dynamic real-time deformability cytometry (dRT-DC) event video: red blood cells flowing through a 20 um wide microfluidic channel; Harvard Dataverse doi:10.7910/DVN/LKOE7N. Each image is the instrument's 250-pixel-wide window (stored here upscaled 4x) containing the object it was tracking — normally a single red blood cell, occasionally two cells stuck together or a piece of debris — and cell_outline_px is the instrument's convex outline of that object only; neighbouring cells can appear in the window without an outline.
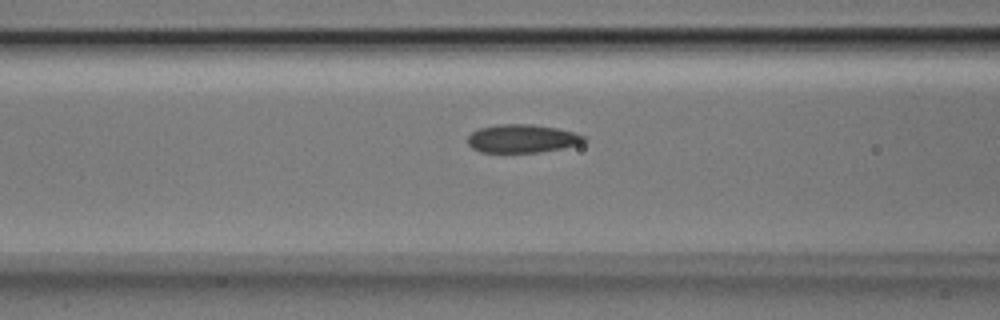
{"species": "Egyptian fruit bat (a non-hibernating species)", "species_latin": "Rousettus aegyptiacus", "temperature_condition": "room temperature", "stored_images_in_passage": 30, "camera_frame_rate_fps": 3000, "um_per_image_px": 0.085, "animal": {"sex": "male"}, "frame": {"image": 1, "passage_image": 6, "time_ms": 1.667, "image_size_px": [1000, 320], "cell_outline_px": [[588, 140], [580, 144], [564, 148], [540, 152], [480, 152], [472, 148], [468, 144], [468, 136], [472, 132], [480, 128], [496, 124], [532, 124], [556, 128], [576, 132], [584, 136]], "centroid_in_image_um": [44.41, 11.78], "position_along_channel_um": 122.2, "area_um2": 19.31}}
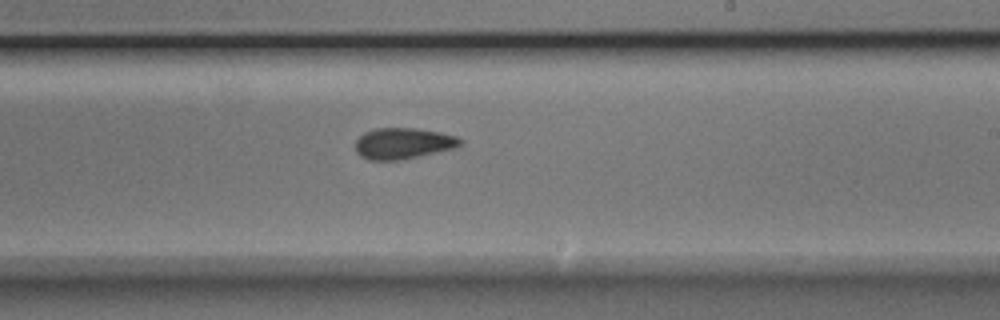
{"frame": {"image": 2, "passage_image": 16, "time_ms": 5.0, "image_size_px": [1000, 320], "cell_outline_px": [[464, 144], [456, 148], [400, 160], [368, 160], [360, 156], [356, 152], [356, 140], [364, 132], [376, 128], [416, 128], [440, 132], [456, 136], [464, 140]], "centroid_in_image_um": [34.29, 12.19], "position_along_channel_um": 254.7, "area_um2": 19.19}}
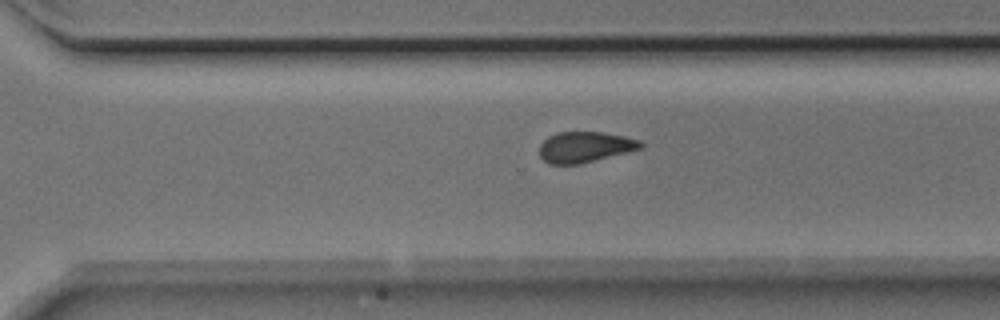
{"frame": {"image": 3, "passage_image": 21, "time_ms": 6.667, "image_size_px": [1000, 320], "cell_outline_px": [[644, 144], [640, 148], [580, 164], [548, 164], [540, 156], [540, 144], [548, 136], [556, 132], [604, 132], [624, 136], [640, 140]], "centroid_in_image_um": [49.68, 12.48], "position_along_channel_um": 320.9, "area_um2": 17.98}}